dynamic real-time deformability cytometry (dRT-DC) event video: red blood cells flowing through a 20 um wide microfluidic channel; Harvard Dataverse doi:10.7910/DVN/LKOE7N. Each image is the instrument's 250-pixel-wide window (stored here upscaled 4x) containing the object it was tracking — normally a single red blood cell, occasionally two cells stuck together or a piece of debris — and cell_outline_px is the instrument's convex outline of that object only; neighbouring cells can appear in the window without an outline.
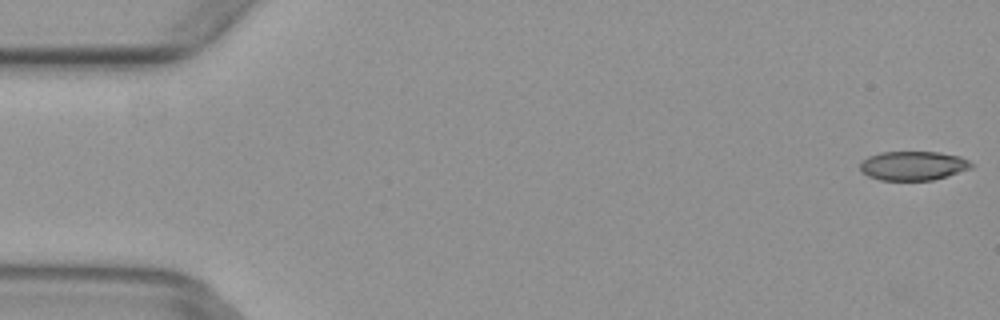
{"species": "common noctule bat (a hibernating species)", "species_latin": "Nyctalus noctula", "temperature_condition": "warm", "stored_images_in_passage": 5, "camera_frame_rate_fps": 3000, "um_per_image_px": 0.085, "animal": {"sex": "female", "body_mass_g": 29.2, "forearm_length_mm": 56.3}, "frame": {"image": 1, "passage_image": 1, "time_ms": 0.0, "image_size_px": [1000, 320], "cell_outline_px": [[972, 168], [948, 176], [932, 180], [880, 180], [868, 176], [860, 172], [860, 164], [868, 156], [880, 152], [936, 152], [960, 156], [968, 160], [972, 164]], "centroid_in_image_um": [77.6, 14.09], "position_along_channel_um": 7.4, "area_um2": 18.9}}